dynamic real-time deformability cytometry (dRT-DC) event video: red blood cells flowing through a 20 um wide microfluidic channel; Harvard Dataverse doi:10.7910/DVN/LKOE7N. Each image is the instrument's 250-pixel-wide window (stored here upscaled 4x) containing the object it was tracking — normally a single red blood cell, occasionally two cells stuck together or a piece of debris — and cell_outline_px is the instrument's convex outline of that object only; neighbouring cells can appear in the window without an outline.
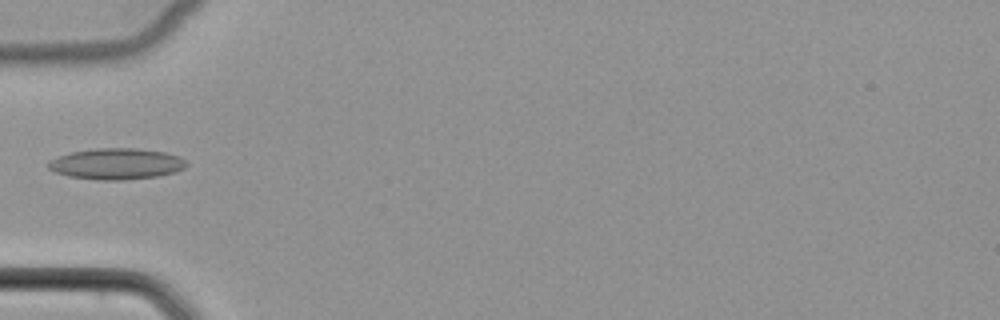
{"species": "common noctule bat (a hibernating species)", "species_latin": "Nyctalus noctula", "temperature_condition": "cold", "stored_images_in_passage": 35, "camera_frame_rate_fps": 3000, "um_per_image_px": 0.085, "animal": {"sex": "female", "body_mass_g": 22.7, "forearm_length_mm": 54.2}, "frame": {"image": 1, "passage_image": 1, "time_ms": 0.0, "image_size_px": [1000, 320], "cell_outline_px": [[188, 164], [184, 168], [176, 172], [156, 176], [120, 180], [96, 180], [68, 176], [56, 172], [48, 168], [48, 160], [72, 152], [96, 148], [136, 148], [164, 152], [180, 156]], "centroid_in_image_um": [9.9, 13.92], "position_along_channel_um": 75.1, "area_um2": 24.97}}
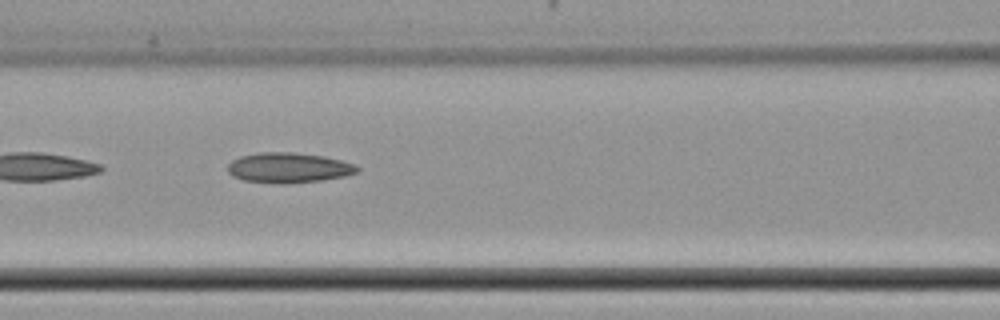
{"frame": {"image": 2, "passage_image": 6, "time_ms": 1.667, "image_size_px": [1000, 320], "cell_outline_px": [[360, 168], [356, 172], [344, 176], [320, 180], [284, 184], [280, 184], [244, 180], [232, 176], [228, 172], [228, 164], [232, 160], [240, 156], [260, 152], [292, 152], [324, 156], [356, 164]], "centroid_in_image_um": [24.51, 14.25], "position_along_channel_um": 142.1, "area_um2": 22.72}}